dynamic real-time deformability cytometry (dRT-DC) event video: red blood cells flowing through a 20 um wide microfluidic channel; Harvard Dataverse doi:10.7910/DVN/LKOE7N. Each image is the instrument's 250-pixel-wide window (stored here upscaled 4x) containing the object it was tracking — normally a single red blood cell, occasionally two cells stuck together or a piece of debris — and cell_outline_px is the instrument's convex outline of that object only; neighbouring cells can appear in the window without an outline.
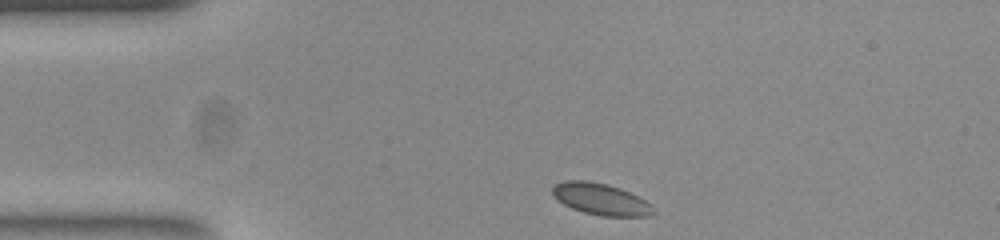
{"species": "common noctule bat (a hibernating species)", "species_latin": "Nyctalus noctula", "temperature_condition": "room temperature", "stored_images_in_passage": 43, "camera_frame_rate_fps": 3000, "um_per_image_px": 0.085, "animal": {"sex": "female", "body_mass_g": 23.0, "forearm_length_mm": 53.4}, "frame": {"image": 1, "passage_image": 1, "time_ms": 0.0, "image_size_px": [1000, 240], "cell_outline_px": [[656, 212], [648, 216], [600, 216], [584, 212], [572, 208], [564, 204], [552, 192], [552, 188], [556, 184], [564, 180], [588, 180], [608, 184], [620, 188], [652, 204]], "centroid_in_image_um": [51.09, 16.92], "position_along_channel_um": 33.9, "area_um2": 18.44}}
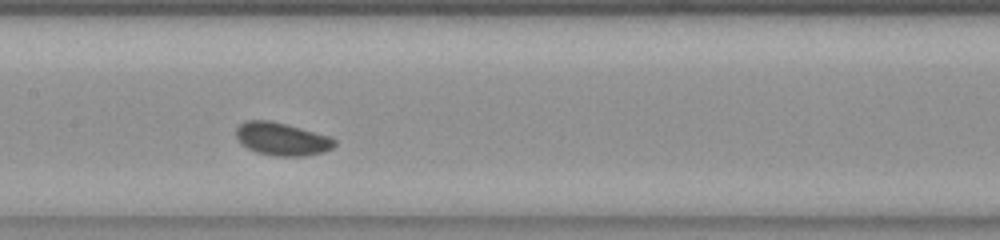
{"frame": {"image": 2, "passage_image": 16, "time_ms": 5.0, "image_size_px": [1000, 240], "cell_outline_px": [[336, 144], [332, 148], [324, 152], [304, 156], [276, 156], [256, 152], [240, 144], [236, 136], [236, 128], [240, 124], [248, 120], [268, 120], [300, 128], [328, 136], [336, 140]], "centroid_in_image_um": [23.94, 11.82], "position_along_channel_um": 183.5, "area_um2": 18.73}}
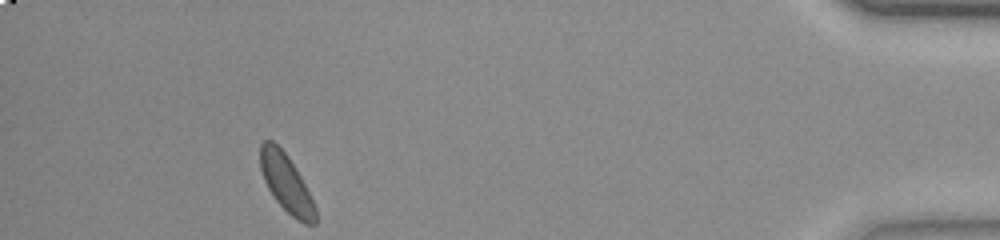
{"frame": {"image": 3, "passage_image": 39, "time_ms": 12.667, "image_size_px": [1000, 240], "cell_outline_px": [[316, 224], [304, 224], [296, 220], [276, 200], [268, 188], [264, 180], [260, 168], [260, 144], [264, 140], [272, 140], [288, 156], [296, 168], [316, 208]], "centroid_in_image_um": [24.32, 15.57], "position_along_channel_um": 410.9, "area_um2": 18.32}}